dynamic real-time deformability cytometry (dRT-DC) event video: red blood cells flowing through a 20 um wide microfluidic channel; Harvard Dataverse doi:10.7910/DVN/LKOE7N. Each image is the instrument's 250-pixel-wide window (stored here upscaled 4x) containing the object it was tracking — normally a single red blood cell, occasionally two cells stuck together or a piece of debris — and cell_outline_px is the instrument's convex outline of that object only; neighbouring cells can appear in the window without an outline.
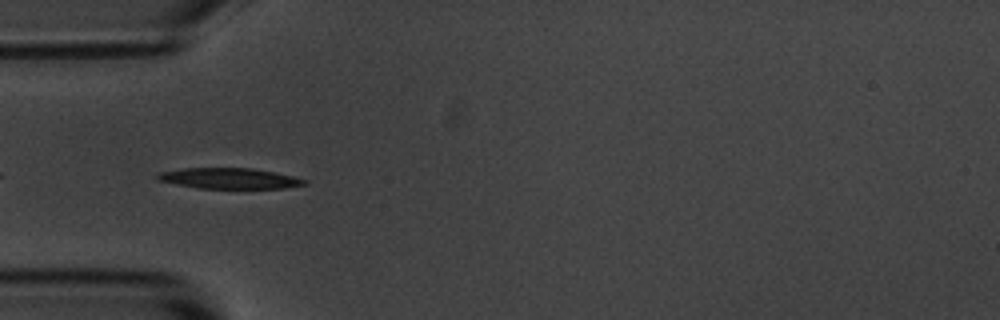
{"species": "common noctule bat (a hibernating species)", "species_latin": "Nyctalus noctula", "temperature_condition": "room temperature", "stored_images_in_passage": 6, "camera_frame_rate_fps": 3000, "um_per_image_px": 0.085, "animal": {"sex": "male", "body_mass_g": 20.1, "forearm_length_mm": 53.5}, "frame": {"image": 1, "passage_image": 4, "time_ms": 4.667, "image_size_px": [1000, 320], "cell_outline_px": [[308, 184], [284, 188], [200, 188], [176, 184], [156, 180], [156, 176], [160, 172], [184, 168], [252, 168], [292, 176], [308, 180]], "centroid_in_image_um": [19.49, 15.16], "position_along_channel_um": 65.5, "area_um2": 17.57}}
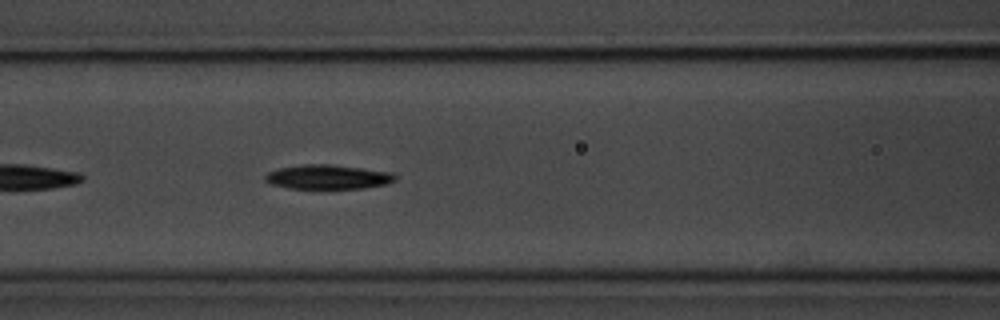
{"frame": {"image": 2, "passage_image": 6, "time_ms": 6.667, "image_size_px": [1000, 320], "cell_outline_px": [[396, 180], [388, 184], [364, 188], [288, 188], [272, 184], [264, 180], [264, 176], [268, 172], [280, 168], [304, 164], [328, 164], [392, 172], [396, 176]], "centroid_in_image_um": [27.88, 15.04], "position_along_channel_um": 138.7, "area_um2": 18.32}}